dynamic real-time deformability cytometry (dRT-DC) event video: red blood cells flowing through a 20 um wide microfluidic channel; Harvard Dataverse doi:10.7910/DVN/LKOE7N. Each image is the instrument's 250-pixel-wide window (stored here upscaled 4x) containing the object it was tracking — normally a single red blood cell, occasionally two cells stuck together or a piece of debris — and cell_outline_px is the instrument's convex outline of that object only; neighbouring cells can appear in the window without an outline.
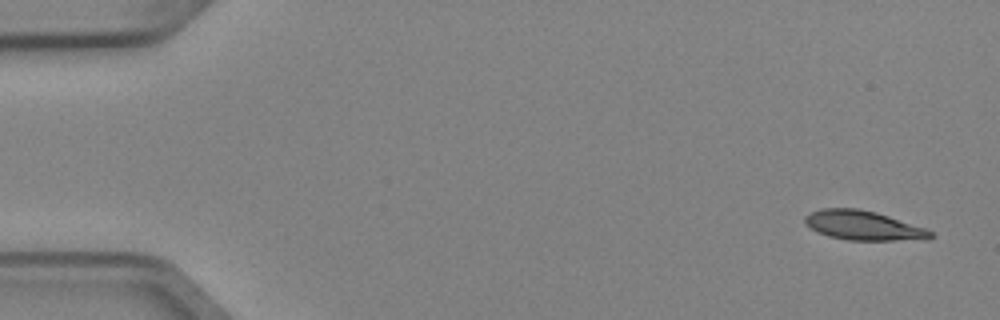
{"species": "Egyptian fruit bat (a non-hibernating species)", "species_latin": "Rousettus aegyptiacus", "temperature_condition": "cold", "stored_images_in_passage": 4, "camera_frame_rate_fps": 3000, "um_per_image_px": 0.085, "animal": {"sex": "female"}, "frame": {"image": 1, "passage_image": 1, "time_ms": 0.0, "image_size_px": [1000, 320], "cell_outline_px": [[936, 236], [928, 240], [848, 240], [828, 236], [816, 232], [804, 224], [804, 216], [812, 212], [824, 208], [856, 208], [876, 212], [924, 228], [932, 232]], "centroid_in_image_um": [73.37, 19.18], "position_along_channel_um": 11.6, "area_um2": 21.56}}
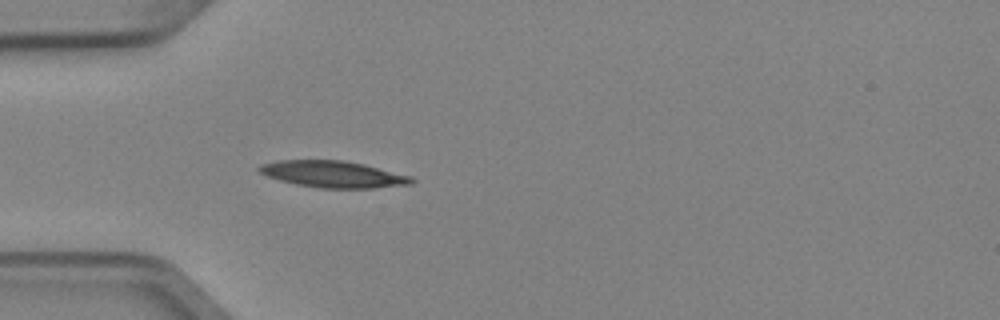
{"frame": {"image": 2, "passage_image": 4, "time_ms": 1.0, "image_size_px": [1000, 320], "cell_outline_px": [[416, 180], [412, 184], [372, 188], [320, 188], [296, 184], [280, 180], [268, 176], [260, 172], [256, 168], [260, 164], [280, 160], [344, 160], [364, 164], [412, 176]], "centroid_in_image_um": [28.34, 14.8], "position_along_channel_um": 56.7, "area_um2": 23.64}}